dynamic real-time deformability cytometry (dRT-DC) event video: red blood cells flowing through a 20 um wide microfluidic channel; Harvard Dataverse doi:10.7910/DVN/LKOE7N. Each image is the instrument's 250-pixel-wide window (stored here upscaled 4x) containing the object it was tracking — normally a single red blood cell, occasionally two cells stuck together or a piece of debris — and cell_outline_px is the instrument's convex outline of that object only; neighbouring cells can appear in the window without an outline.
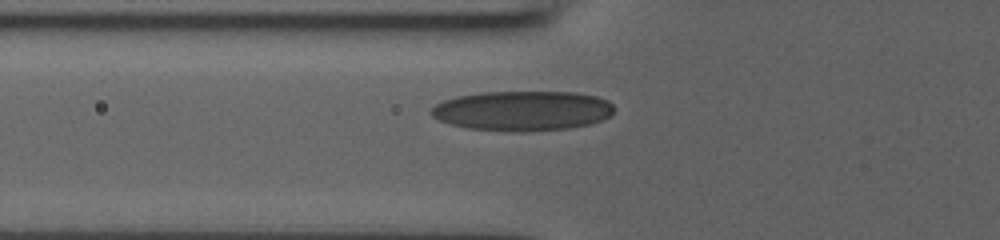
{"species": "human", "species_latin": "Homo sapiens", "temperature_condition": "room temperature", "stored_images_in_passage": 30, "camera_frame_rate_fps": 3000, "um_per_image_px": 0.085, "donor": {"sex": "male"}, "frame": {"image": 1, "passage_image": 6, "time_ms": 1.667, "image_size_px": [1000, 240], "cell_outline_px": [[616, 108], [612, 116], [588, 124], [568, 128], [524, 132], [512, 132], [468, 128], [452, 124], [440, 120], [432, 116], [428, 112], [436, 104], [444, 100], [456, 96], [480, 92], [576, 92], [596, 96], [608, 100]], "centroid_in_image_um": [44.43, 9.41], "position_along_channel_um": 81.4, "area_um2": 42.77}}
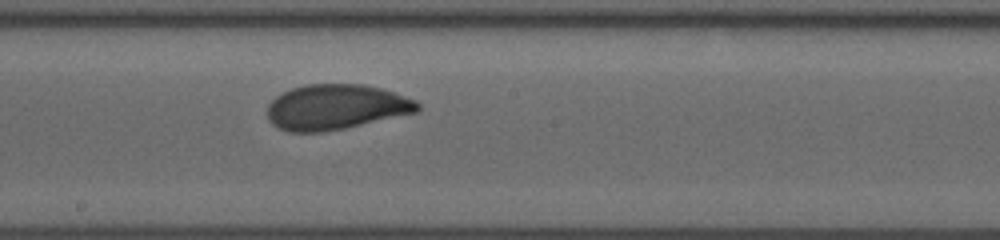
{"frame": {"image": 2, "passage_image": 16, "time_ms": 5.0, "image_size_px": [1000, 240], "cell_outline_px": [[420, 108], [416, 112], [344, 128], [320, 132], [288, 132], [272, 124], [268, 120], [268, 104], [276, 96], [292, 88], [308, 84], [364, 84], [380, 88], [416, 100], [420, 104]], "centroid_in_image_um": [28.53, 9.1], "position_along_channel_um": 219.7, "area_um2": 39.3}}
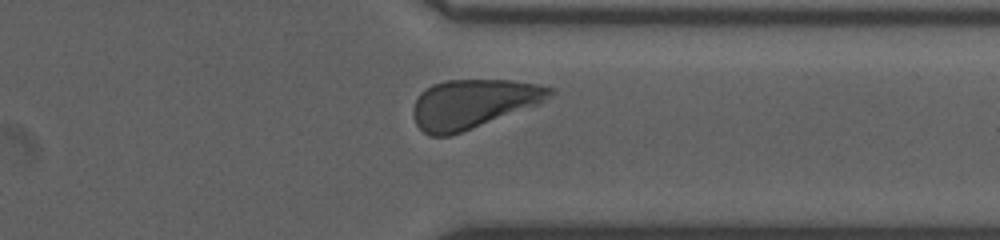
{"frame": {"image": 3, "passage_image": 27, "time_ms": 8.667, "image_size_px": [1000, 240], "cell_outline_px": [[556, 92], [540, 104], [460, 132], [448, 136], [432, 136], [424, 132], [416, 124], [412, 112], [416, 100], [420, 92], [432, 84], [444, 80], [512, 80], [540, 84], [556, 88]], "centroid_in_image_um": [40.25, 8.8], "position_along_channel_um": 371.2, "area_um2": 39.02}}